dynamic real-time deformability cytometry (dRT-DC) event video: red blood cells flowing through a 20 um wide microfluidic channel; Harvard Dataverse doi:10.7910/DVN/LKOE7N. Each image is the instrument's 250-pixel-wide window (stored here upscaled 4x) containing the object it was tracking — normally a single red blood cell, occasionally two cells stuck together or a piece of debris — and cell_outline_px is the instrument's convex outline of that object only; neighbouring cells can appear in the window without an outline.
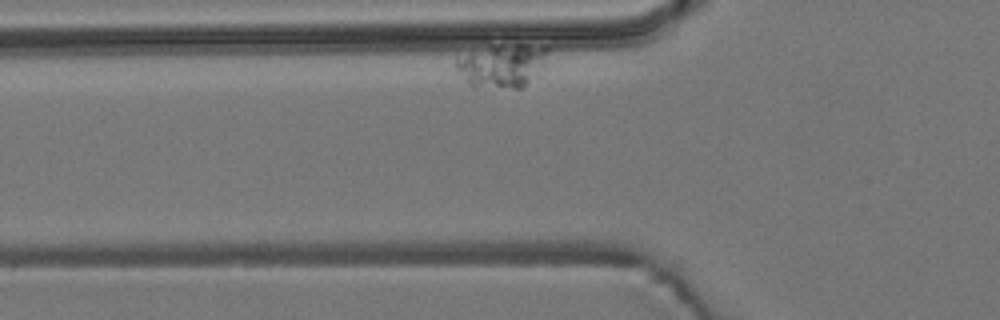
{"species": "common noctule bat (a hibernating species)", "species_latin": "Nyctalus noctula", "temperature_condition": "room temperature", "stored_images_in_passage": 5, "camera_frame_rate_fps": 3000, "um_per_image_px": 0.085, "animal": {"sex": "male", "body_mass_g": 19.2, "forearm_length_mm": 51.8}, "frame": {"image": 1, "passage_image": 5, "time_ms": 5.667, "image_size_px": [1000, 320], "cell_outline_px": [[548, 52], [528, 80], [520, 88], [512, 88], [468, 84], [456, 68], [456, 56], [492, 44], [548, 44]], "centroid_in_image_um": [42.6, 5.48], "position_along_channel_um": 83.2, "area_um2": 22.6}}